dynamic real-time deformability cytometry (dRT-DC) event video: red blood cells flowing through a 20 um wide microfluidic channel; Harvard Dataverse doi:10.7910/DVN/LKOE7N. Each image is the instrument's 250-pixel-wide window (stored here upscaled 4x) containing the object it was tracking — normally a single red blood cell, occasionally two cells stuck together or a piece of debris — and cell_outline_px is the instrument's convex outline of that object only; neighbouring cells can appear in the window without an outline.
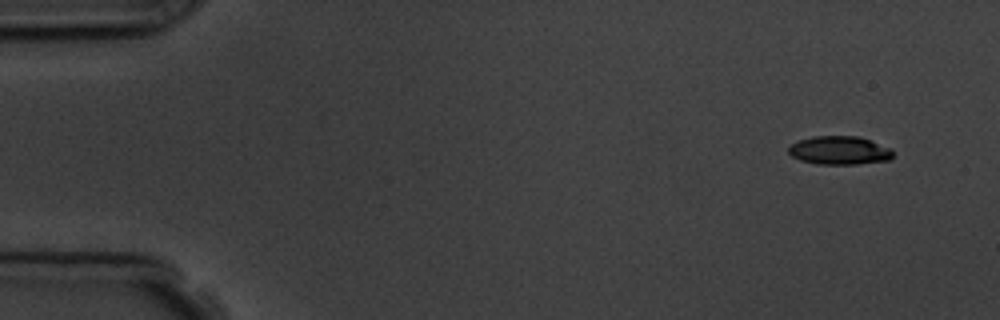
{"species": "common noctule bat (a hibernating species)", "species_latin": "Nyctalus noctula", "temperature_condition": "room temperature", "stored_images_in_passage": 9, "camera_frame_rate_fps": 3000, "um_per_image_px": 0.085, "animal": {"sex": "male", "body_mass_g": 19.5, "forearm_length_mm": 54.6}, "frame": {"image": 1, "passage_image": 1, "time_ms": 0.0, "image_size_px": [1000, 320], "cell_outline_px": [[892, 160], [856, 164], [816, 164], [800, 160], [792, 156], [788, 152], [788, 148], [792, 144], [800, 140], [812, 136], [860, 136], [892, 148]], "centroid_in_image_um": [71.38, 12.78], "position_along_channel_um": 13.6, "area_um2": 17.46}}